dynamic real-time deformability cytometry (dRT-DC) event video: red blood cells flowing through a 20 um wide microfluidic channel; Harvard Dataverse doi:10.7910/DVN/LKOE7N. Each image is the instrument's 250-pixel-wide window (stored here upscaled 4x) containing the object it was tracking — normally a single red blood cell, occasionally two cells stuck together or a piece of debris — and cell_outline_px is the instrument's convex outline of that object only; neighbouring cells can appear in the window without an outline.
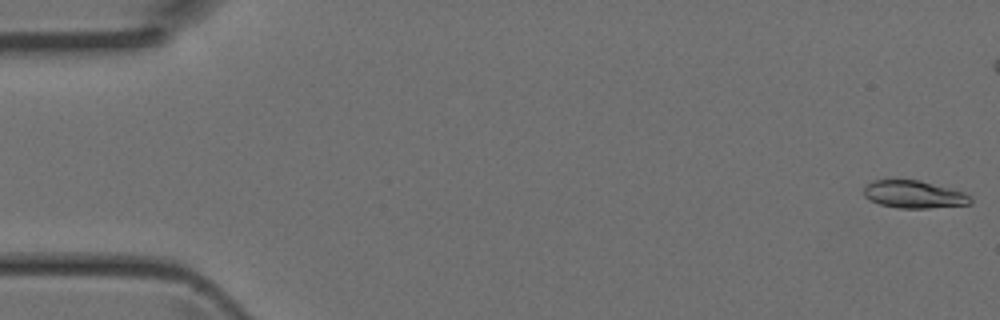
{"species": "Egyptian fruit bat (a non-hibernating species)", "species_latin": "Rousettus aegyptiacus", "temperature_condition": "room temperature", "stored_images_in_passage": 4, "camera_frame_rate_fps": 3000, "um_per_image_px": 0.085, "animal": {"sex": "female"}, "frame": {"image": 1, "passage_image": 1, "time_ms": 0.0, "image_size_px": [1000, 320], "cell_outline_px": [[972, 204], [928, 208], [896, 208], [880, 204], [868, 200], [864, 196], [864, 188], [872, 180], [920, 180], [964, 192], [972, 200]], "centroid_in_image_um": [77.66, 16.53], "position_along_channel_um": 7.3, "area_um2": 17.11}}